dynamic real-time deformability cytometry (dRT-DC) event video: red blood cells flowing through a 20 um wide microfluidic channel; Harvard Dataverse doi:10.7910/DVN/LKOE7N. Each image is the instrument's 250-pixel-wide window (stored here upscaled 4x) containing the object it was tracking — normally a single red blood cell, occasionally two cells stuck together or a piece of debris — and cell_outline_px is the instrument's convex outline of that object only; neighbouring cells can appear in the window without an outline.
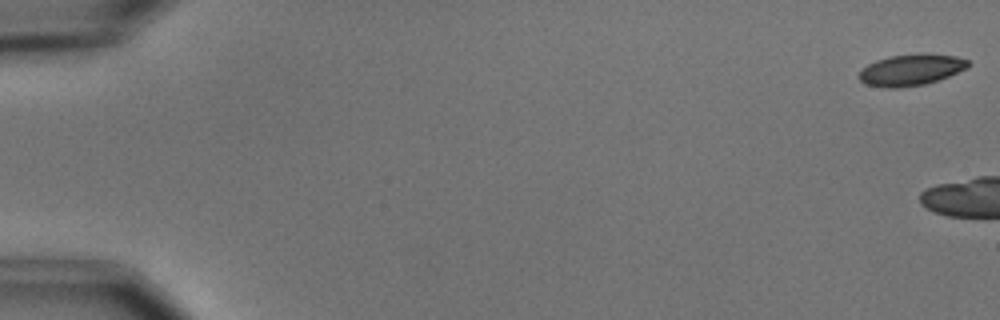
{"species": "common noctule bat (a hibernating species)", "species_latin": "Nyctalus noctula", "temperature_condition": "cold", "stored_images_in_passage": 5, "camera_frame_rate_fps": 3000, "um_per_image_px": 0.085, "animal": {"sex": "male", "body_mass_g": 15.6}, "frame": {"image": 1, "passage_image": 1, "time_ms": 0.0, "image_size_px": [1000, 320], "cell_outline_px": [[972, 64], [968, 68], [948, 76], [924, 84], [900, 88], [884, 88], [864, 84], [860, 80], [860, 72], [868, 64], [876, 60], [888, 56], [916, 52], [920, 52], [956, 56], [968, 60]], "centroid_in_image_um": [77.46, 5.92], "position_along_channel_um": 7.5, "area_um2": 20.23}}